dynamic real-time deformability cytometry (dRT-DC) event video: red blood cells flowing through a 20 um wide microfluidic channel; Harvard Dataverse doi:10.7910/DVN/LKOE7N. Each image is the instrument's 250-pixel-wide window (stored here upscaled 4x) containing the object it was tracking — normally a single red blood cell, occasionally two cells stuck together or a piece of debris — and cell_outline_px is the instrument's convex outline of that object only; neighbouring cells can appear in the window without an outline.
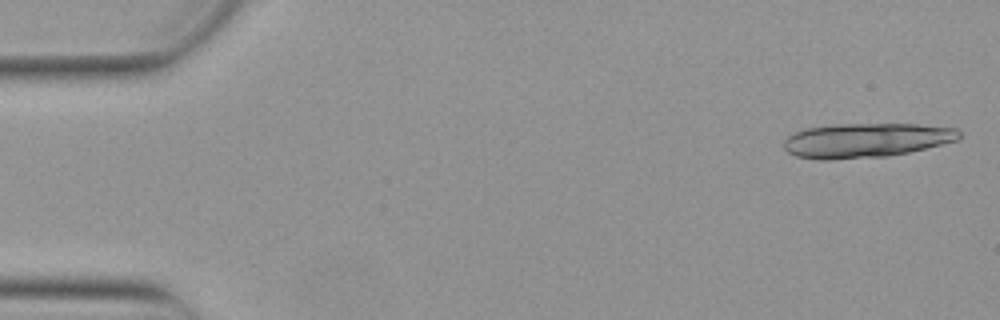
{"species": "Egyptian fruit bat (a non-hibernating species)", "species_latin": "Rousettus aegyptiacus", "temperature_condition": "warm", "stored_images_in_passage": 18, "camera_frame_rate_fps": 3000, "um_per_image_px": 0.085, "animal": {"sex": "female"}, "frame": {"image": 1, "passage_image": 2, "time_ms": 0.333, "image_size_px": [1000, 320], "cell_outline_px": [[960, 140], [908, 152], [888, 156], [832, 160], [816, 160], [796, 156], [788, 152], [784, 148], [784, 140], [788, 136], [804, 128], [836, 124], [916, 124], [956, 128], [960, 132]], "centroid_in_image_um": [73.6, 11.93], "position_along_channel_um": 11.4, "area_um2": 35.37}}